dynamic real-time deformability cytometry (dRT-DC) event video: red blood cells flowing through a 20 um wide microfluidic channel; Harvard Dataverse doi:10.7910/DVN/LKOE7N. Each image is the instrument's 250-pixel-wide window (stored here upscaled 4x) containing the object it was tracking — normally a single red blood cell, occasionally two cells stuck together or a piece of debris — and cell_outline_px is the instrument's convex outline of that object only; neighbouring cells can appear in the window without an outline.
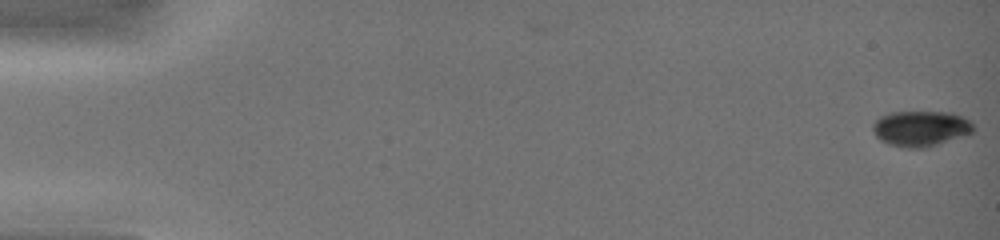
{"species": "common noctule bat (a hibernating species)", "species_latin": "Nyctalus noctula", "temperature_condition": "warm", "stored_images_in_passage": 68, "camera_frame_rate_fps": 3000, "um_per_image_px": 0.085, "animal": {"sex": "female", "body_mass_g": 19.0, "forearm_length_mm": 51.5}, "frame": {"image": 1, "passage_image": 1, "time_ms": 0.0, "image_size_px": [1000, 240], "cell_outline_px": [[976, 128], [968, 136], [924, 148], [908, 148], [888, 144], [880, 140], [876, 136], [872, 128], [872, 124], [880, 116], [892, 112], [952, 112], [964, 116]], "centroid_in_image_um": [78.3, 10.92], "position_along_channel_um": 6.7, "area_um2": 21.15}}
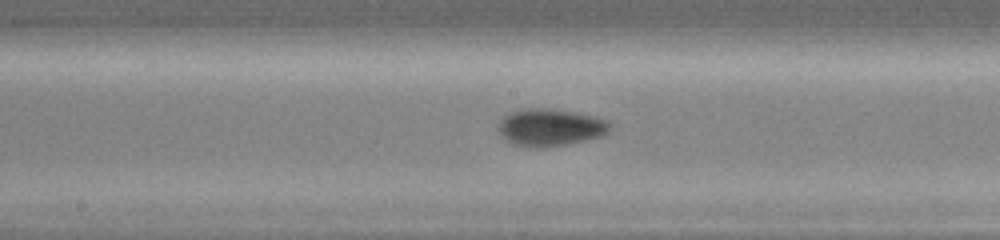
{"frame": {"image": 2, "passage_image": 37, "time_ms": 8.667, "image_size_px": [1000, 240], "cell_outline_px": [[612, 128], [604, 136], [564, 144], [540, 148], [532, 148], [512, 144], [496, 132], [496, 124], [508, 112], [528, 108], [552, 108], [576, 112], [608, 120], [612, 124]], "centroid_in_image_um": [46.73, 10.82], "position_along_channel_um": 201.5, "area_um2": 24.74}}
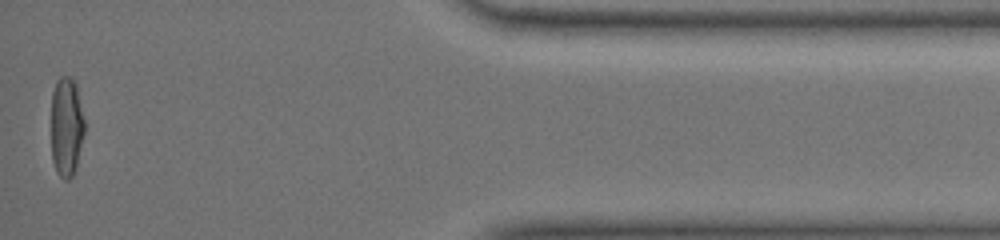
{"frame": {"image": 3, "passage_image": 67, "time_ms": 15.0, "image_size_px": [1000, 240], "cell_outline_px": [[84, 132], [76, 168], [72, 176], [68, 180], [64, 180], [56, 172], [52, 160], [52, 92], [56, 80], [60, 76], [72, 76], [76, 84], [84, 120]], "centroid_in_image_um": [5.64, 10.76], "position_along_channel_um": 429.6, "area_um2": 19.42}, "authors_computed_cell_mechanics": {"area_um2": 21.8195, "velocity_mm_per_s": 4.3119, "shape_relaxation_time_tau1_ms": 9.3361, "shape_relaxation_time_tau2_ms": 1.6363, "deformation_change_tau1": 0.2527, "deformation_change_tau2": 0.0401}}